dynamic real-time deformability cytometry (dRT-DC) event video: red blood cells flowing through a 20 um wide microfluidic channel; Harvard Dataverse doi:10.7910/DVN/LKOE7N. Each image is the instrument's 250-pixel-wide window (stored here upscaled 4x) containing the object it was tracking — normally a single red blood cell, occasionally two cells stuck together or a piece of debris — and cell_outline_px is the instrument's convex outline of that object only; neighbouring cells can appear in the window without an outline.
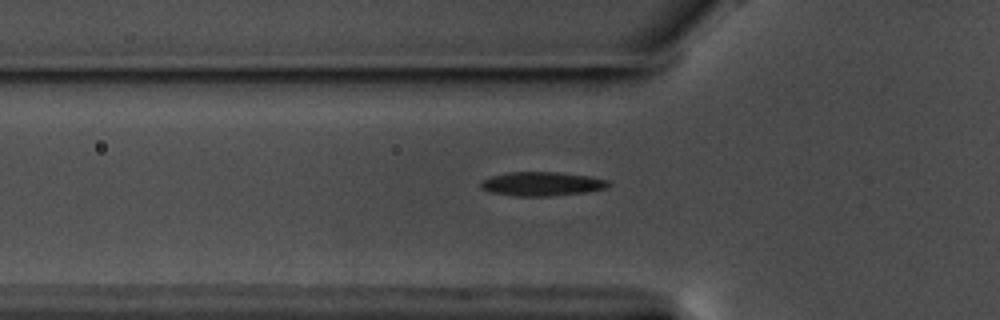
{"species": "common noctule bat (a hibernating species)", "species_latin": "Nyctalus noctula", "temperature_condition": "warm", "stored_images_in_passage": 36, "camera_frame_rate_fps": 3000, "um_per_image_px": 0.085, "animal": {"sex": "male", "body_mass_g": 17.5, "forearm_length_mm": 52.3}, "frame": {"image": 1, "passage_image": 4, "time_ms": 1.0, "image_size_px": [1000, 320], "cell_outline_px": [[612, 184], [608, 188], [588, 192], [548, 196], [512, 196], [492, 192], [480, 188], [480, 180], [492, 176], [508, 172], [556, 172], [592, 176], [608, 180]], "centroid_in_image_um": [46.09, 15.63], "position_along_channel_um": 79.7, "area_um2": 18.09}}
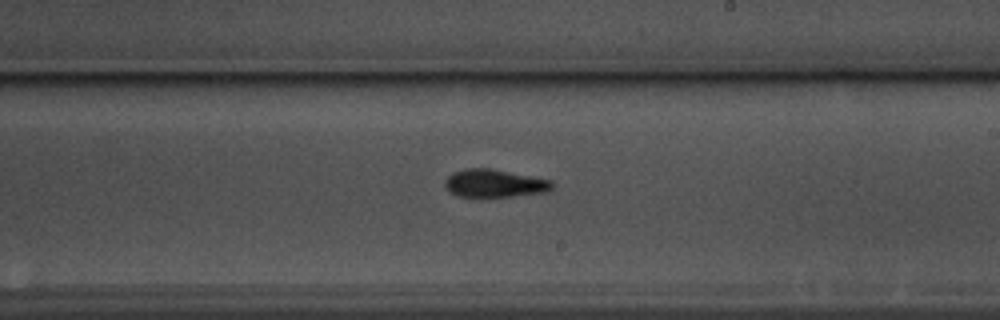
{"frame": {"image": 2, "passage_image": 18, "time_ms": 5.667, "image_size_px": [1000, 320], "cell_outline_px": [[552, 188], [548, 192], [512, 196], [456, 196], [448, 192], [444, 188], [444, 180], [452, 172], [464, 168], [492, 168], [552, 180]], "centroid_in_image_um": [41.98, 15.57], "position_along_channel_um": 247.0, "area_um2": 17.63}}
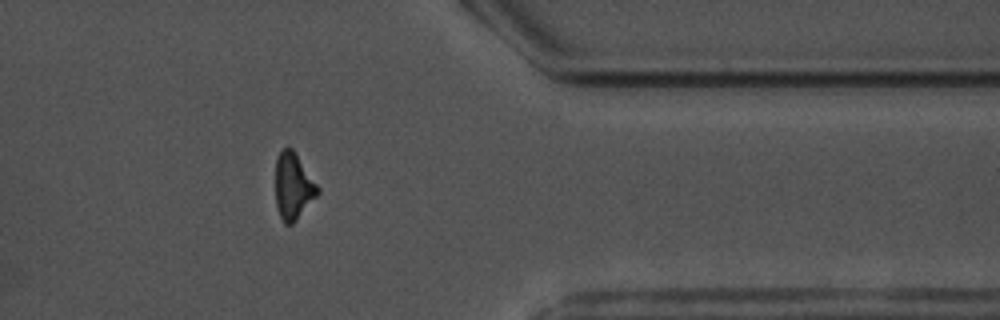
{"frame": {"image": 3, "passage_image": 31, "time_ms": 10.0, "image_size_px": [1000, 320], "cell_outline_px": [[320, 192], [296, 220], [292, 224], [284, 224], [280, 216], [276, 204], [276, 156], [288, 144], [296, 152], [320, 188]], "centroid_in_image_um": [24.93, 15.79], "position_along_channel_um": 386.5, "area_um2": 16.47}}